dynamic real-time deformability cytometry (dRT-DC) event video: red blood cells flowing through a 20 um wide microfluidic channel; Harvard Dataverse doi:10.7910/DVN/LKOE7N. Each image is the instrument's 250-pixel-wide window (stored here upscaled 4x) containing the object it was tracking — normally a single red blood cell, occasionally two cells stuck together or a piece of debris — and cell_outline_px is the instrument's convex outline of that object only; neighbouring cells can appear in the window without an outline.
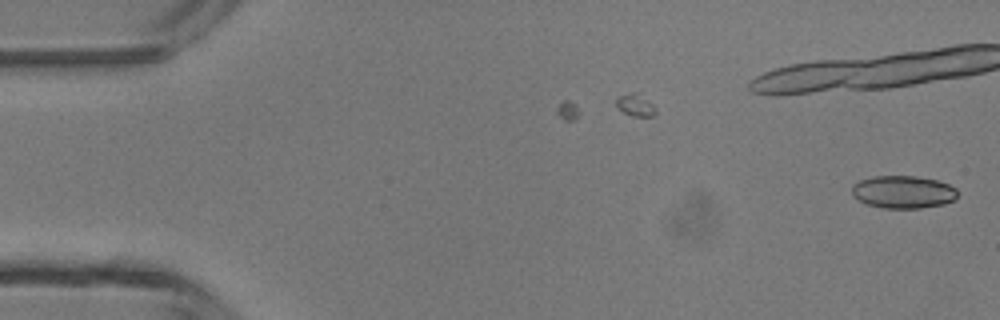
{"species": "common noctule bat (a hibernating species)", "species_latin": "Nyctalus noctula", "temperature_condition": "room temperature", "stored_images_in_passage": 18, "camera_frame_rate_fps": 3000, "um_per_image_px": 0.085, "animal": {"sex": "male", "body_mass_g": 13.3}, "frame": {"image": 1, "passage_image": 1, "time_ms": 0.0, "image_size_px": [1000, 320], "cell_outline_px": [[956, 196], [952, 200], [944, 204], [920, 208], [884, 208], [864, 204], [852, 196], [852, 184], [860, 180], [872, 176], [912, 176], [936, 180], [948, 184], [956, 188]], "centroid_in_image_um": [76.71, 16.32], "position_along_channel_um": 8.3, "area_um2": 20.11}}